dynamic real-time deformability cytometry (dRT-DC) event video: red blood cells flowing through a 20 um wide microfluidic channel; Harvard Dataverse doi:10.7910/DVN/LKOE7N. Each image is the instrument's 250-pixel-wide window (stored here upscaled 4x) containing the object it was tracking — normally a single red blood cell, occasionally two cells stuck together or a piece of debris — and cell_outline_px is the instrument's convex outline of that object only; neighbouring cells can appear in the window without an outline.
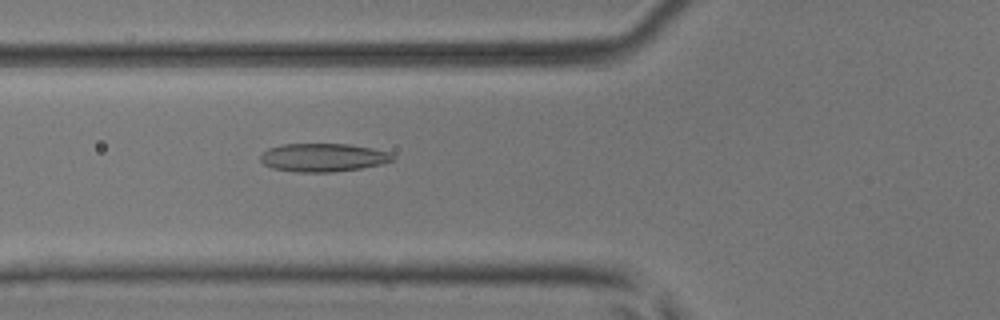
{"species": "common noctule bat (a hibernating species)", "species_latin": "Nyctalus noctula", "temperature_condition": "room temperature", "stored_images_in_passage": 4, "camera_frame_rate_fps": 3000, "um_per_image_px": 0.085, "animal": {"sex": "male", "body_mass_g": 17.9, "forearm_length_mm": 54.2}, "frame": {"image": 1, "passage_image": 4, "time_ms": 1.0, "image_size_px": [1000, 320], "cell_outline_px": [[396, 156], [392, 160], [380, 164], [360, 168], [332, 172], [296, 172], [272, 168], [264, 164], [260, 160], [260, 156], [268, 148], [284, 144], [348, 144], [372, 148], [388, 152]], "centroid_in_image_um": [27.44, 13.39], "position_along_channel_um": 98.4, "area_um2": 21.68}}